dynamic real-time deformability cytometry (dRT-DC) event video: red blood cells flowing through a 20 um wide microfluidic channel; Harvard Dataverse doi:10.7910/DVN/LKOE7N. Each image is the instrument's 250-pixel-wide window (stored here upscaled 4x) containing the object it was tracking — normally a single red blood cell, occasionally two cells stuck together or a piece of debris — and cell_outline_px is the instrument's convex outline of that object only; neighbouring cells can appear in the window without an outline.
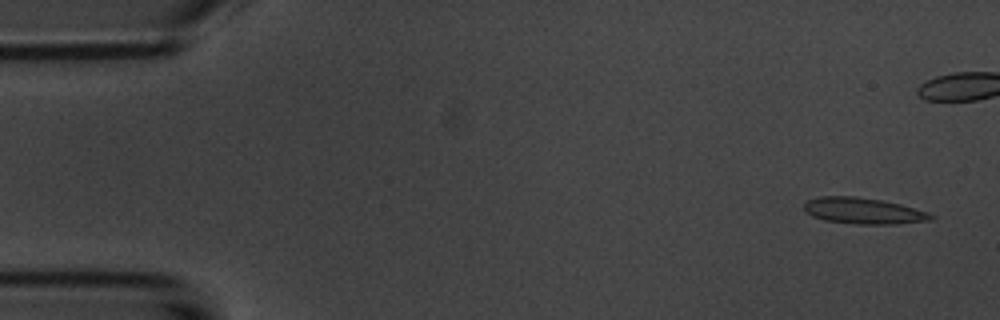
{"species": "common noctule bat (a hibernating species)", "species_latin": "Nyctalus noctula", "temperature_condition": "room temperature", "stored_images_in_passage": 53, "camera_frame_rate_fps": 3000, "um_per_image_px": 0.085, "animal": {"sex": "male", "body_mass_g": 20.1, "forearm_length_mm": 53.5}, "frame": {"image": 1, "passage_image": 1, "time_ms": 0.0, "image_size_px": [1000, 320], "cell_outline_px": [[936, 216], [932, 220], [896, 224], [856, 224], [824, 220], [812, 216], [804, 208], [804, 204], [808, 200], [820, 196], [856, 196], [884, 200], [900, 204], [928, 212]], "centroid_in_image_um": [73.42, 17.92], "position_along_channel_um": 11.6, "area_um2": 19.42}}
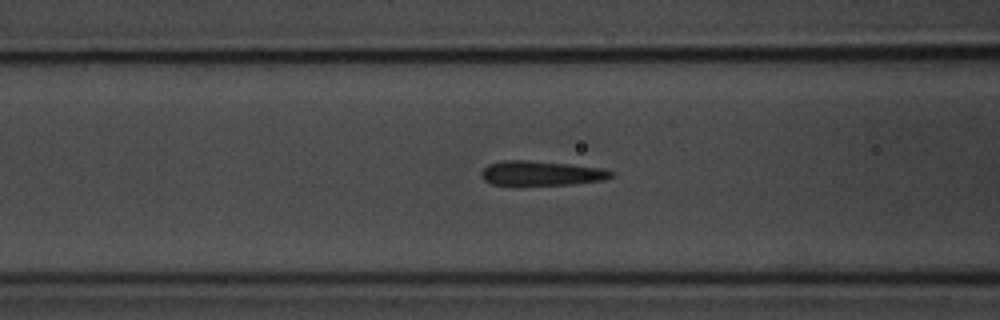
{"frame": {"image": 2, "passage_image": 19, "time_ms": 6.0, "image_size_px": [1000, 320], "cell_outline_px": [[612, 176], [604, 180], [572, 184], [492, 184], [484, 180], [480, 172], [488, 164], [504, 160], [528, 160], [568, 164], [600, 168], [612, 172]], "centroid_in_image_um": [45.97, 14.71], "position_along_channel_um": 120.6, "area_um2": 18.21}}
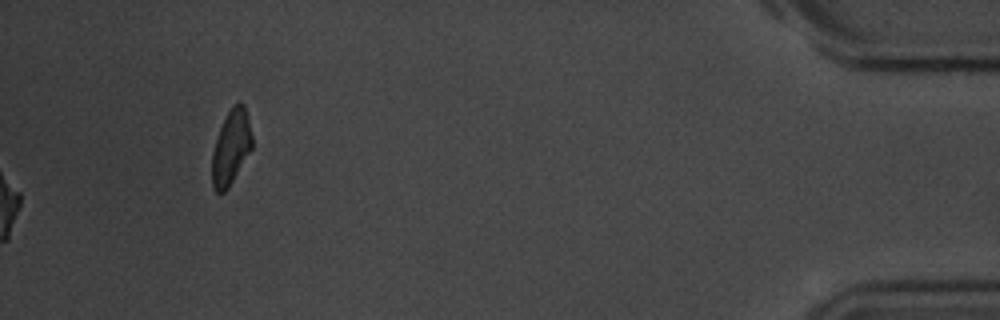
{"frame": {"image": 3, "passage_image": 53, "time_ms": 17.333, "image_size_px": [1000, 320], "cell_outline_px": [[252, 148], [228, 188], [224, 192], [216, 192], [212, 184], [212, 152], [220, 128], [232, 104], [240, 100], [244, 104], [252, 136]], "centroid_in_image_um": [19.64, 12.5], "position_along_channel_um": 415.6, "area_um2": 17.22}, "authors_computed_cell_mechanics": {"area_um2": 18.785, "velocity_mm_per_s": 3.7173, "shape_relaxation_time_tau1_ms": 2.6569, "shape_relaxation_time_tau2_ms": 1.3388, "deformation_change_tau1": 0.0989, "deformation_change_tau2": 0.0821}}